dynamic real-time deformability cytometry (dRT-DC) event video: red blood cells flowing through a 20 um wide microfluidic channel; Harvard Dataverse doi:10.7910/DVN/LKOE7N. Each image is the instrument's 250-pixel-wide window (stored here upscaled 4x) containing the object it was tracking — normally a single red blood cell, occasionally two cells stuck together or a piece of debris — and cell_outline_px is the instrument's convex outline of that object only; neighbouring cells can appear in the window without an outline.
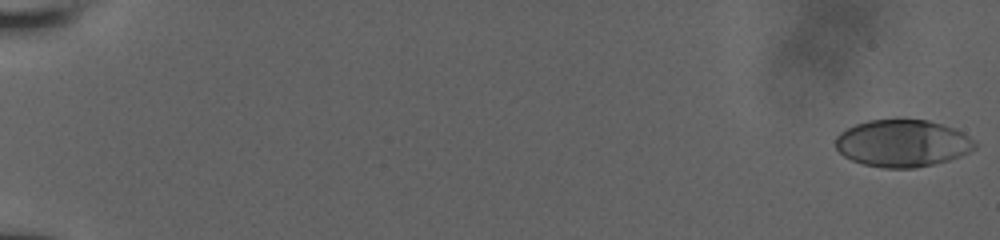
{"species": "human", "species_latin": "Homo sapiens", "temperature_condition": "room temperature", "stored_images_in_passage": 8, "camera_frame_rate_fps": 3000, "um_per_image_px": 0.085, "donor": {"sex": "male"}, "frame": {"image": 1, "passage_image": 1, "time_ms": 0.0, "image_size_px": [1000, 240], "cell_outline_px": [[976, 148], [968, 152], [948, 160], [932, 164], [912, 168], [884, 168], [864, 164], [852, 160], [844, 156], [836, 148], [836, 136], [840, 132], [856, 124], [868, 120], [928, 120], [956, 128], [968, 136], [976, 144]], "centroid_in_image_um": [76.7, 12.17], "position_along_channel_um": 8.3, "area_um2": 37.97}}
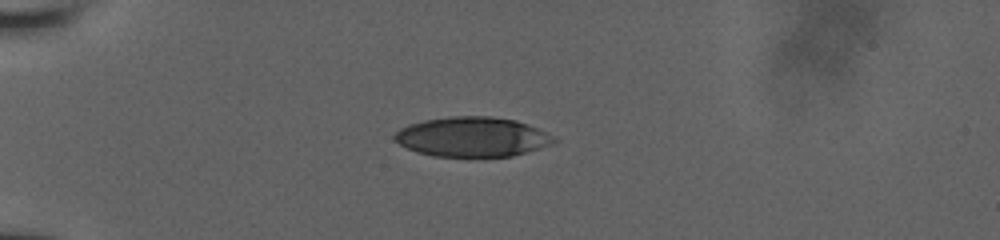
{"frame": {"image": 2, "passage_image": 6, "time_ms": 5.333, "image_size_px": [1000, 240], "cell_outline_px": [[556, 140], [540, 148], [512, 156], [432, 156], [416, 152], [400, 144], [392, 136], [400, 128], [408, 124], [424, 120], [448, 116], [492, 116], [516, 120], [528, 124], [552, 136]], "centroid_in_image_um": [40.09, 11.62], "position_along_channel_um": 44.9, "area_um2": 36.65}}
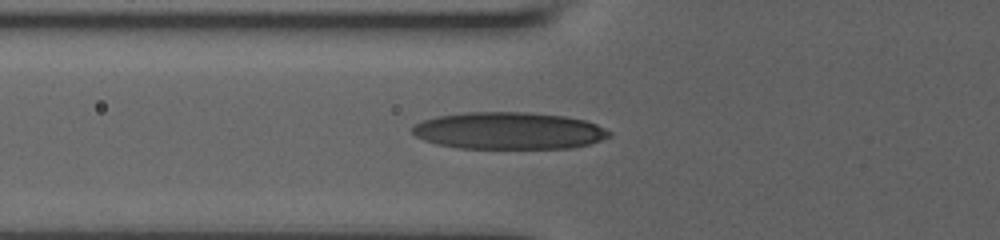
{"frame": {"image": 3, "passage_image": 8, "time_ms": 7.333, "image_size_px": [1000, 240], "cell_outline_px": [[612, 136], [588, 144], [572, 148], [460, 148], [436, 144], [424, 140], [416, 136], [412, 132], [412, 128], [416, 124], [424, 120], [440, 116], [468, 112], [528, 112], [564, 116], [584, 120], [596, 124], [612, 132]], "centroid_in_image_um": [43.28, 11.11], "position_along_channel_um": 82.5, "area_um2": 42.37}}